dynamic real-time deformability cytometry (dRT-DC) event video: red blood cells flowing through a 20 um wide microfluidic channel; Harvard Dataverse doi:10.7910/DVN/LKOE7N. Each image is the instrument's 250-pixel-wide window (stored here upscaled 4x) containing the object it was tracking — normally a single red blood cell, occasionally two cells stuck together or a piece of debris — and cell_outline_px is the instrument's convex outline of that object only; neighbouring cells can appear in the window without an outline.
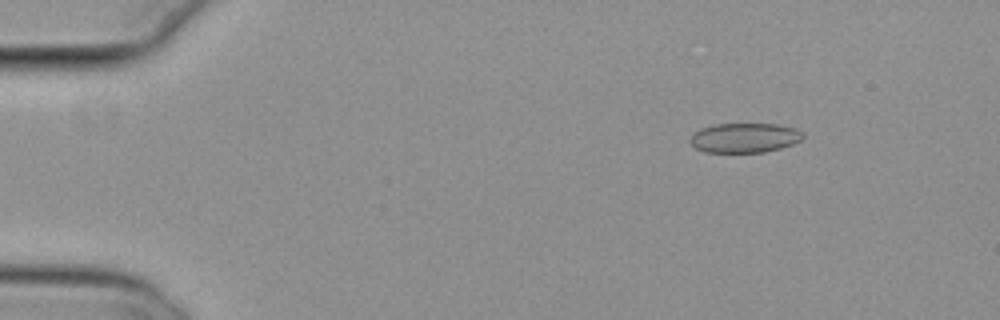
{"species": "common noctule bat (a hibernating species)", "species_latin": "Nyctalus noctula", "temperature_condition": "cold", "stored_images_in_passage": 31, "camera_frame_rate_fps": 3000, "um_per_image_px": 0.085, "animal": {"sex": "female", "body_mass_g": 29.2, "forearm_length_mm": 56.3}, "frame": {"image": 1, "passage_image": 8, "time_ms": 2.333, "image_size_px": [1000, 320], "cell_outline_px": [[804, 136], [800, 140], [792, 144], [780, 148], [764, 152], [704, 152], [696, 148], [688, 140], [700, 128], [716, 124], [776, 124], [792, 128], [800, 132]], "centroid_in_image_um": [63.25, 11.72], "position_along_channel_um": 21.8, "area_um2": 19.19}}
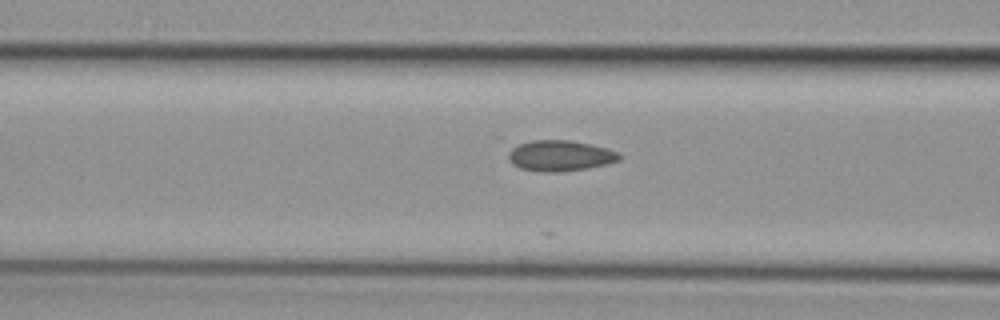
{"frame": {"image": 2, "passage_image": 23, "time_ms": 7.333, "image_size_px": [1000, 320], "cell_outline_px": [[620, 160], [588, 168], [560, 172], [540, 172], [520, 168], [512, 164], [508, 160], [508, 144], [532, 140], [568, 140], [592, 144], [620, 152]], "centroid_in_image_um": [47.51, 13.22], "position_along_channel_um": 119.1, "area_um2": 20.4}}
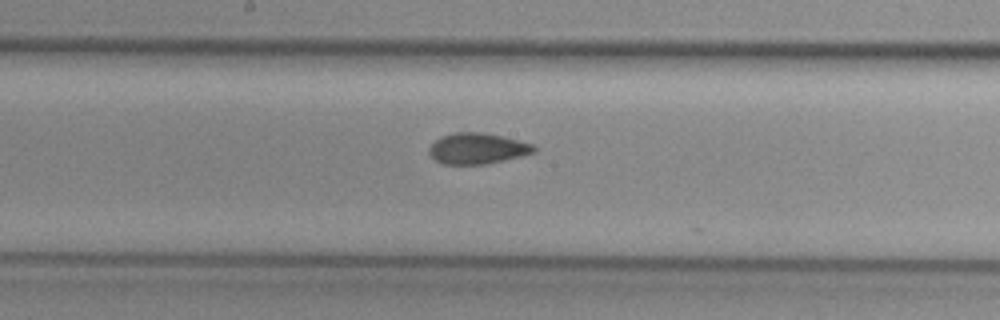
{"frame": {"image": 3, "passage_image": 30, "time_ms": 9.667, "image_size_px": [1000, 320], "cell_outline_px": [[536, 152], [504, 160], [484, 164], [444, 164], [436, 160], [428, 152], [428, 148], [440, 136], [456, 132], [480, 132], [500, 136], [532, 144], [536, 148]], "centroid_in_image_um": [40.55, 12.62], "position_along_channel_um": 207.7, "area_um2": 18.61}}